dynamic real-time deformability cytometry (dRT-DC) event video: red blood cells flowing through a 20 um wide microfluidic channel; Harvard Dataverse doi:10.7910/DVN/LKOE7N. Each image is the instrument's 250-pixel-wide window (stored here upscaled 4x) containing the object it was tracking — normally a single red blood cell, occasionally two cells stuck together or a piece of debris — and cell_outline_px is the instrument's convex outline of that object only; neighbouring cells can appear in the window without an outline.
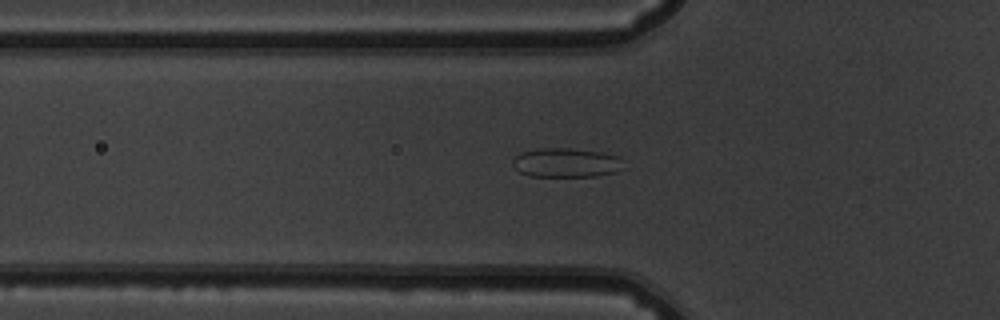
{"species": "common noctule bat (a hibernating species)", "species_latin": "Nyctalus noctula", "temperature_condition": "warm", "stored_images_in_passage": 40, "camera_frame_rate_fps": 3000, "um_per_image_px": 0.085, "animal": {"sex": "male", "body_mass_g": 19.5, "forearm_length_mm": 54.6}, "frame": {"image": 1, "passage_image": 7, "time_ms": 2.0, "image_size_px": [1000, 320], "cell_outline_px": [[620, 168], [616, 172], [596, 176], [528, 176], [520, 172], [512, 164], [512, 160], [520, 152], [536, 148], [568, 148], [600, 152], [616, 156]], "centroid_in_image_um": [48.01, 13.82], "position_along_channel_um": 77.8, "area_um2": 18.55}}
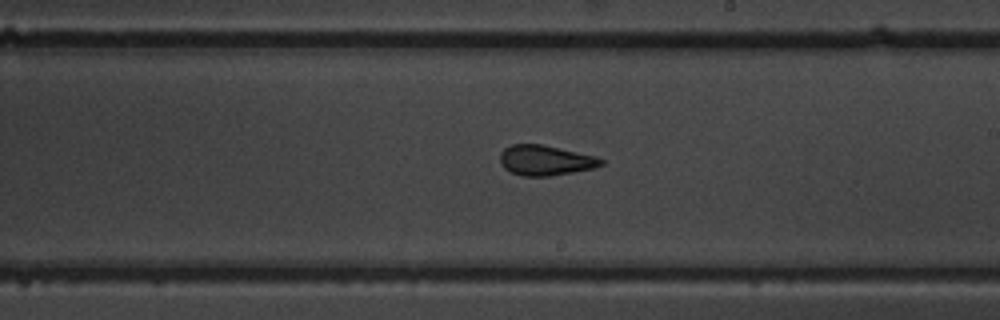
{"frame": {"image": 2, "passage_image": 20, "time_ms": 6.333, "image_size_px": [1000, 320], "cell_outline_px": [[604, 164], [592, 168], [572, 172], [548, 176], [520, 176], [504, 168], [500, 160], [500, 152], [504, 148], [512, 144], [540, 144], [596, 156], [604, 160]], "centroid_in_image_um": [46.34, 13.62], "position_along_channel_um": 242.7, "area_um2": 17.63}}
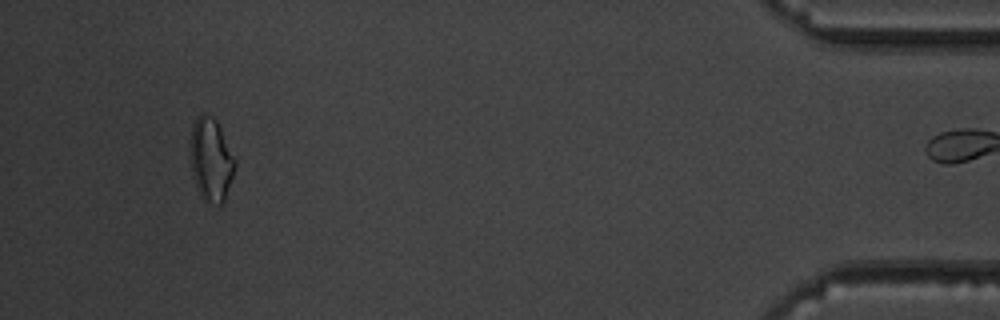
{"frame": {"image": 3, "passage_image": 39, "time_ms": 12.667, "image_size_px": [1000, 320], "cell_outline_px": [[236, 164], [224, 200], [220, 204], [216, 204], [204, 200], [196, 188], [192, 168], [192, 124], [196, 116], [200, 112], [204, 112], [212, 116], [216, 120], [236, 160]], "centroid_in_image_um": [17.94, 13.53], "position_along_channel_um": 417.3, "area_um2": 21.15}}